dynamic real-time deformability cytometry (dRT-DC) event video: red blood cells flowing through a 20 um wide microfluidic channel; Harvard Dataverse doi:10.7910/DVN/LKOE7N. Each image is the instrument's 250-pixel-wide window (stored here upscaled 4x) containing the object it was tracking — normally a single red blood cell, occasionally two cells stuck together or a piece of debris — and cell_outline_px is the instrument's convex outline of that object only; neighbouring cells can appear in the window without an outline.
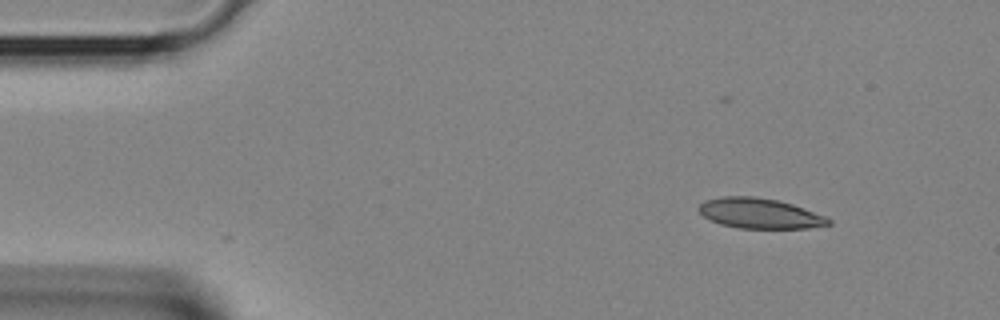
{"species": "Egyptian fruit bat (a non-hibernating species)", "species_latin": "Rousettus aegyptiacus", "temperature_condition": "room temperature", "stored_images_in_passage": 2, "camera_frame_rate_fps": 3000, "um_per_image_px": 0.085, "animal": {"sex": "female"}, "frame": {"image": 1, "passage_image": 1, "time_ms": 0.0, "image_size_px": [1000, 320], "cell_outline_px": [[832, 224], [808, 228], [736, 228], [720, 224], [708, 220], [696, 208], [704, 200], [724, 196], [752, 196], [776, 200], [792, 204], [804, 208], [824, 216], [832, 220]], "centroid_in_image_um": [64.54, 18.14], "position_along_channel_um": 20.5, "area_um2": 22.89}}